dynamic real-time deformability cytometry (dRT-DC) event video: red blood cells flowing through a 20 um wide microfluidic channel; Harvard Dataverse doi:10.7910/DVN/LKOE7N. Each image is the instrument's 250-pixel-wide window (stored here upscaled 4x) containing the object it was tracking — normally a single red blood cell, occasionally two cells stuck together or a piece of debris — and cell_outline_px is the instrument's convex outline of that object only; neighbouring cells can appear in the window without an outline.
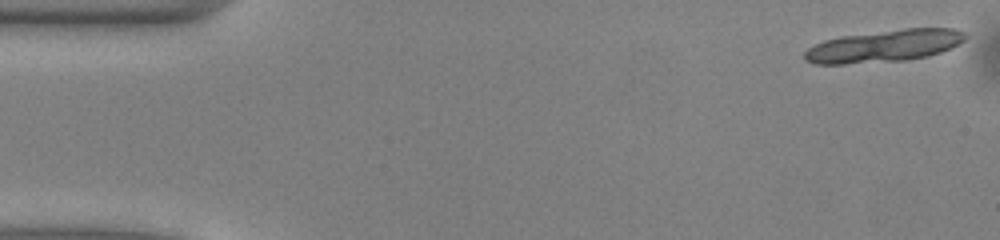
{"species": "common noctule bat (a hibernating species)", "species_latin": "Nyctalus noctula", "temperature_condition": "warm", "stored_images_in_passage": 16, "camera_frame_rate_fps": 3000, "um_per_image_px": 0.085, "animal": {"sex": "male", "body_mass_g": 13.0, "forearm_length_mm": 53.1}, "frame": {"image": 1, "passage_image": 1, "time_ms": 0.0, "image_size_px": [1000, 240], "cell_outline_px": [[968, 36], [964, 40], [952, 48], [928, 56], [908, 60], [844, 64], [816, 64], [804, 60], [804, 52], [808, 48], [824, 40], [840, 36], [904, 28], [952, 28], [964, 32]], "centroid_in_image_um": [75.16, 3.91], "position_along_channel_um": 9.8, "area_um2": 30.29}}